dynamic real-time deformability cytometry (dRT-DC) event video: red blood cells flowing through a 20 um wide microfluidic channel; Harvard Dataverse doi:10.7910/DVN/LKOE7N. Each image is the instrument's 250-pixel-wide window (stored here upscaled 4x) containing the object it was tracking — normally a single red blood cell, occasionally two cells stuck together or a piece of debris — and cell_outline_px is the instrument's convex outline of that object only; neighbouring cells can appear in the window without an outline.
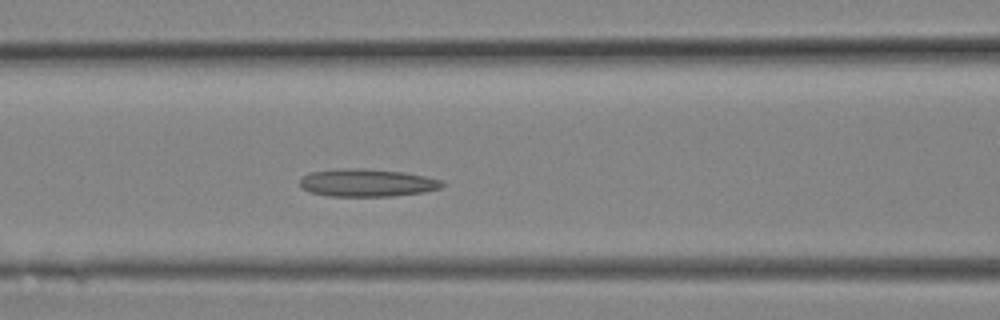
{"species": "Egyptian fruit bat (a non-hibernating species)", "species_latin": "Rousettus aegyptiacus", "temperature_condition": "room temperature", "stored_images_in_passage": 8, "camera_frame_rate_fps": 3000, "um_per_image_px": 0.085, "animal": {"sex": "female"}, "frame": {"image": 1, "passage_image": 8, "time_ms": 2.333, "image_size_px": [1000, 320], "cell_outline_px": [[444, 184], [440, 188], [424, 192], [392, 196], [328, 196], [312, 192], [304, 188], [300, 184], [300, 180], [308, 172], [340, 168], [360, 168], [404, 172], [444, 180]], "centroid_in_image_um": [31.22, 15.53], "position_along_channel_um": 135.4, "area_um2": 22.95}}